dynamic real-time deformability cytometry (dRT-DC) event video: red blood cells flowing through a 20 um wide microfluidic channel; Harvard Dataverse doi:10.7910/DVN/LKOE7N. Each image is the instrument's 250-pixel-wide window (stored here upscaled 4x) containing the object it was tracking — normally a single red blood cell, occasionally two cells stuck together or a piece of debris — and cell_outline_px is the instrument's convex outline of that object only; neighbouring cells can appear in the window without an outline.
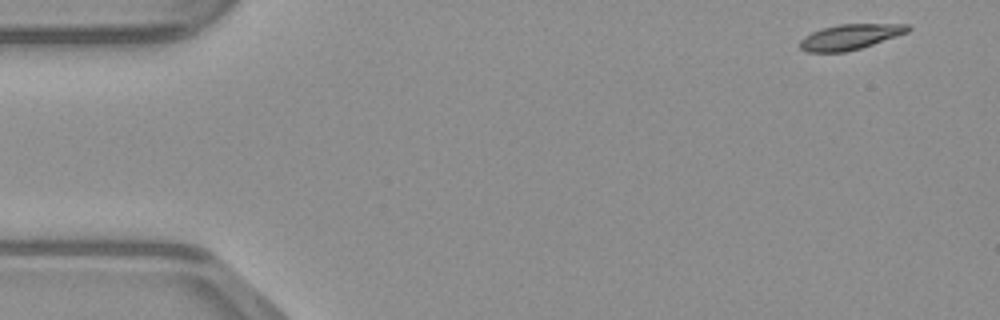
{"species": "common noctule bat (a hibernating species)", "species_latin": "Nyctalus noctula", "temperature_condition": "warm", "stored_images_in_passage": 46, "camera_frame_rate_fps": 3000, "um_per_image_px": 0.085, "animal": {"sex": "male", "body_mass_g": 23.1, "forearm_length_mm": 52.7}, "frame": {"image": 1, "passage_image": 1, "time_ms": 0.0, "image_size_px": [1000, 320], "cell_outline_px": [[912, 28], [908, 32], [860, 48], [844, 52], [808, 52], [800, 48], [800, 40], [804, 36], [820, 28], [840, 24], [908, 24]], "centroid_in_image_um": [72.24, 3.12], "position_along_channel_um": 12.8, "area_um2": 15.84}}
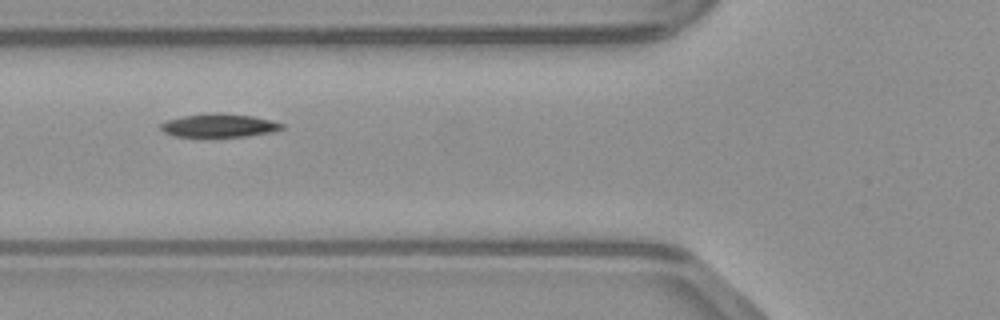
{"frame": {"image": 2, "passage_image": 16, "time_ms": 5.0, "image_size_px": [1000, 320], "cell_outline_px": [[284, 128], [272, 132], [248, 136], [176, 136], [164, 132], [160, 128], [160, 124], [168, 120], [184, 116], [216, 112], [220, 112], [252, 116], [272, 120], [284, 124]], "centroid_in_image_um": [18.67, 10.65], "position_along_channel_um": 107.1, "area_um2": 16.36}}
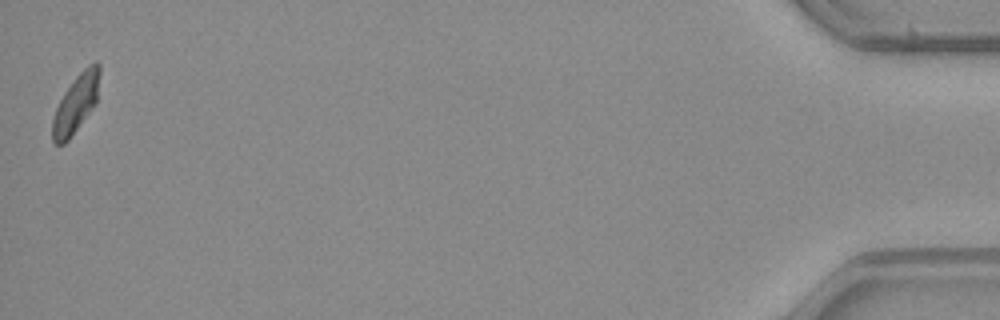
{"frame": {"image": 3, "passage_image": 46, "time_ms": 15.0, "image_size_px": [1000, 320], "cell_outline_px": [[100, 72], [96, 104], [68, 140], [64, 144], [56, 144], [52, 140], [52, 120], [56, 108], [64, 92], [76, 76], [88, 64], [96, 60], [100, 64]], "centroid_in_image_um": [6.47, 8.78], "position_along_channel_um": 428.7, "area_um2": 15.95}}